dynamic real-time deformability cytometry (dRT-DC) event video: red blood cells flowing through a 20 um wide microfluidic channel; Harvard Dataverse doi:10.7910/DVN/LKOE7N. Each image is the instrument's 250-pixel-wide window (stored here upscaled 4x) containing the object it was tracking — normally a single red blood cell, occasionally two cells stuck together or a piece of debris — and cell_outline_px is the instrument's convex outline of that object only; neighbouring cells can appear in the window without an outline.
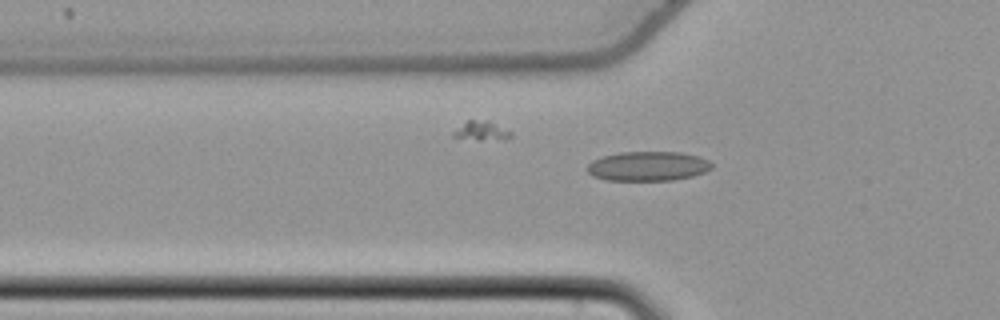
{"species": "common noctule bat (a hibernating species)", "species_latin": "Nyctalus noctula", "temperature_condition": "cold", "stored_images_in_passage": 52, "camera_frame_rate_fps": 3000, "um_per_image_px": 0.085, "animal": {"sex": "female", "body_mass_g": 22.7, "forearm_length_mm": 54.2}, "frame": {"image": 1, "passage_image": 19, "time_ms": 6.0, "image_size_px": [1000, 320], "cell_outline_px": [[712, 168], [704, 172], [692, 176], [672, 180], [608, 180], [592, 176], [588, 172], [588, 164], [592, 160], [604, 156], [620, 152], [680, 152], [700, 156], [708, 160], [712, 164]], "centroid_in_image_um": [55.09, 14.12], "position_along_channel_um": 70.7, "area_um2": 21.33}}
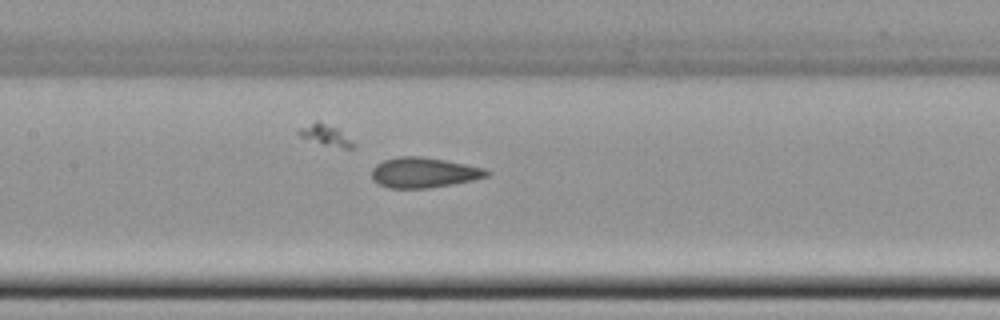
{"frame": {"image": 2, "passage_image": 27, "time_ms": 8.667, "image_size_px": [1000, 320], "cell_outline_px": [[492, 172], [488, 176], [472, 180], [452, 184], [428, 188], [388, 188], [372, 180], [372, 168], [376, 164], [384, 160], [400, 156], [420, 156], [444, 160], [484, 168]], "centroid_in_image_um": [36.01, 14.67], "position_along_channel_um": 171.4, "area_um2": 20.17}}
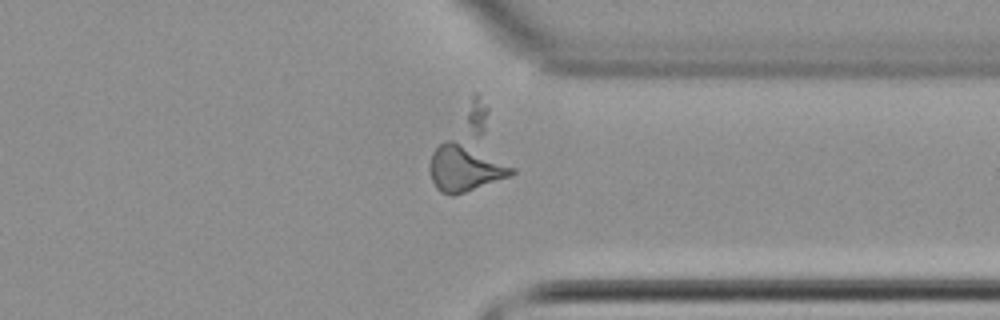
{"frame": {"image": 3, "passage_image": 43, "time_ms": 14.0, "image_size_px": [1000, 320], "cell_outline_px": [[516, 172], [508, 176], [464, 192], [452, 196], [448, 196], [440, 192], [436, 188], [432, 180], [432, 152], [444, 140], [452, 140], [516, 168]], "centroid_in_image_um": [39.48, 14.33], "position_along_channel_um": 371.9, "area_um2": 21.1}}